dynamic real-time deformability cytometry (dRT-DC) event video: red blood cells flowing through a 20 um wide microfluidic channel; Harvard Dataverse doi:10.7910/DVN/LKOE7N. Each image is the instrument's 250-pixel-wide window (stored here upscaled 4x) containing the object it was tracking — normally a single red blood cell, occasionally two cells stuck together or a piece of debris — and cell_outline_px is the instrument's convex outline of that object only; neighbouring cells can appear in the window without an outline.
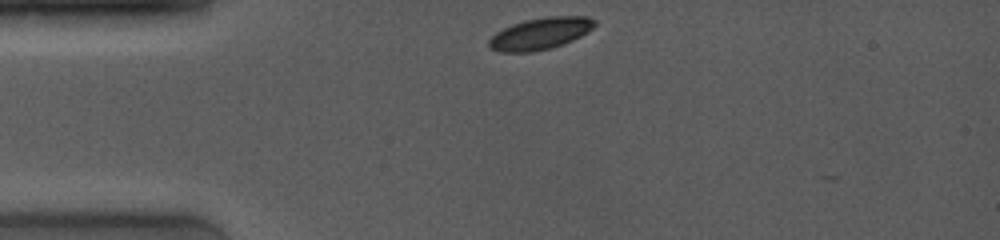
{"species": "common noctule bat (a hibernating species)", "species_latin": "Nyctalus noctula", "temperature_condition": "room temperature", "stored_images_in_passage": 2, "camera_frame_rate_fps": 4000, "um_per_image_px": 0.085, "animal": {"sex": "female", "body_mass_g": 19.0, "forearm_length_mm": 53.3}, "frame": {"image": 1, "passage_image": 1, "time_ms": 0.0, "image_size_px": [1000, 240], "cell_outline_px": [[596, 24], [588, 32], [564, 44], [552, 48], [532, 52], [500, 52], [488, 48], [488, 40], [496, 32], [512, 24], [524, 20], [548, 16], [588, 16], [596, 20]], "centroid_in_image_um": [45.92, 2.85], "position_along_channel_um": 39.1, "area_um2": 19.77}}